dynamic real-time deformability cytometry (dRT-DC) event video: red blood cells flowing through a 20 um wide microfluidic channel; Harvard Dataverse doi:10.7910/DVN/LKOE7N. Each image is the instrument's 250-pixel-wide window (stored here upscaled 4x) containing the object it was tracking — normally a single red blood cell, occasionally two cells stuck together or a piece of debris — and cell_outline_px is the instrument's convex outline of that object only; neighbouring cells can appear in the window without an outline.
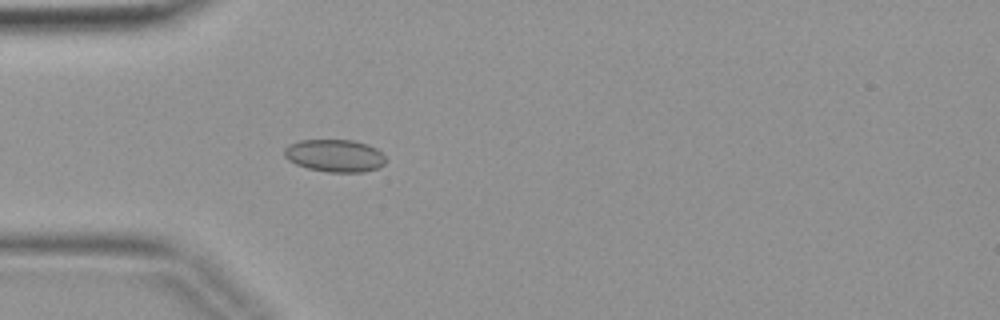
{"species": "common noctule bat (a hibernating species)", "species_latin": "Nyctalus noctula", "temperature_condition": "warm", "stored_images_in_passage": 4, "camera_frame_rate_fps": 3000, "um_per_image_px": 0.085, "animal": {"sex": "female", "body_mass_g": 19.9}, "frame": {"image": 1, "passage_image": 4, "time_ms": 1.0, "image_size_px": [1000, 320], "cell_outline_px": [[384, 164], [376, 168], [364, 172], [328, 172], [308, 168], [296, 164], [288, 160], [284, 156], [284, 148], [288, 144], [300, 140], [352, 140], [368, 144], [376, 148], [384, 156]], "centroid_in_image_um": [28.42, 13.22], "position_along_channel_um": 56.6, "area_um2": 19.19}}